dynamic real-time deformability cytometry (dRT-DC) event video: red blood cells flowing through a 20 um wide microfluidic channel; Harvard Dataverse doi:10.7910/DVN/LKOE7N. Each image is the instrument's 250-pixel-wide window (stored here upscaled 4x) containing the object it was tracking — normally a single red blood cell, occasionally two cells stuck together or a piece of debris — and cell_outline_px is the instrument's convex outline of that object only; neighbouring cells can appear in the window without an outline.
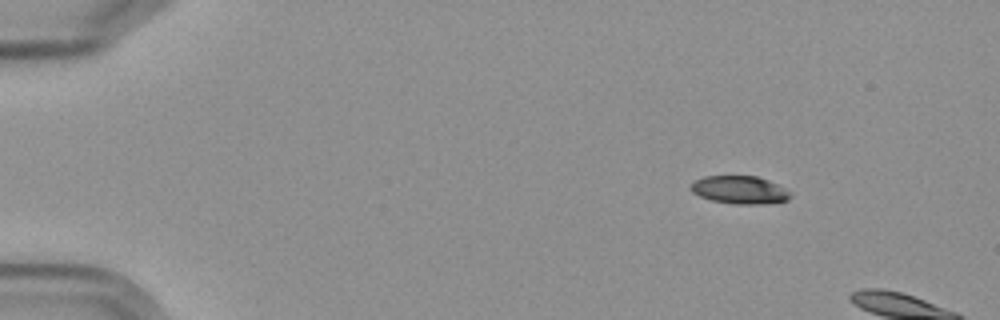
{"species": "Egyptian fruit bat (a non-hibernating species)", "species_latin": "Rousettus aegyptiacus", "temperature_condition": "cold", "stored_images_in_passage": 4, "camera_frame_rate_fps": 3000, "um_per_image_px": 0.085, "frame": {"image": 1, "passage_image": 2, "time_ms": 1.333, "image_size_px": [1000, 320], "cell_outline_px": [[792, 196], [788, 200], [760, 204], [736, 204], [712, 200], [700, 196], [692, 192], [688, 188], [696, 180], [704, 176], [756, 176], [768, 180], [784, 188]], "centroid_in_image_um": [62.85, 16.14], "position_along_channel_um": 22.2, "area_um2": 16.01}}